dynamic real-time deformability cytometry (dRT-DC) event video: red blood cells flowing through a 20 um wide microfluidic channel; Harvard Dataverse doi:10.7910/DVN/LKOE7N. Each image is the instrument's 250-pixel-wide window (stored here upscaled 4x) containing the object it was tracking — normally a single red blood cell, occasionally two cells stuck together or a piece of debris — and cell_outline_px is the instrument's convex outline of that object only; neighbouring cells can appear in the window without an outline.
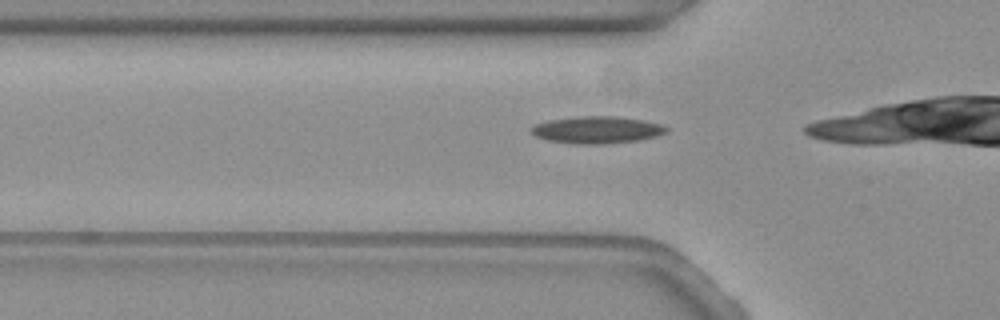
{"species": "common noctule bat (a hibernating species)", "species_latin": "Nyctalus noctula", "temperature_condition": "warm", "stored_images_in_passage": 30, "camera_frame_rate_fps": 3000, "um_per_image_px": 0.085, "animal": {"sex": "female", "body_mass_g": 19.3, "forearm_length_mm": 54.1}, "frame": {"image": 1, "passage_image": 10, "time_ms": 3.0, "image_size_px": [1000, 320], "cell_outline_px": [[668, 132], [656, 136], [640, 140], [604, 144], [576, 144], [548, 140], [536, 136], [532, 132], [532, 124], [548, 120], [580, 116], [620, 116], [644, 120], [660, 124], [668, 128]], "centroid_in_image_um": [50.76, 11.03], "position_along_channel_um": 75.0, "area_um2": 21.44}}
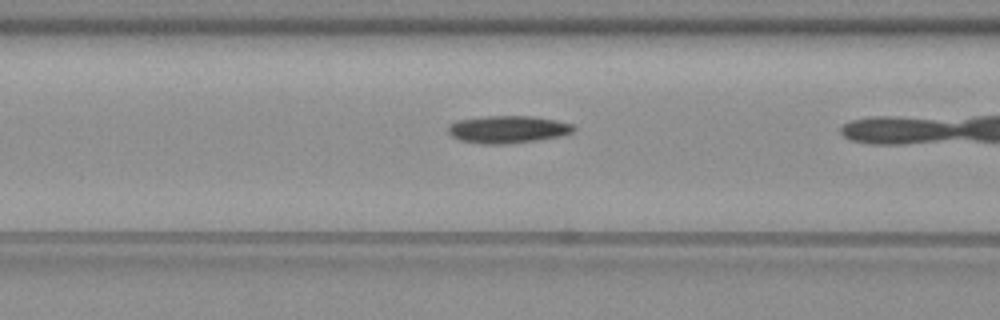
{"frame": {"image": 2, "passage_image": 14, "time_ms": 4.333, "image_size_px": [1000, 320], "cell_outline_px": [[576, 128], [572, 132], [560, 136], [536, 140], [508, 144], [480, 144], [460, 140], [452, 136], [448, 132], [448, 124], [456, 120], [484, 116], [532, 116], [556, 120], [572, 124]], "centroid_in_image_um": [43.13, 10.99], "position_along_channel_um": 123.5, "area_um2": 20.17}}